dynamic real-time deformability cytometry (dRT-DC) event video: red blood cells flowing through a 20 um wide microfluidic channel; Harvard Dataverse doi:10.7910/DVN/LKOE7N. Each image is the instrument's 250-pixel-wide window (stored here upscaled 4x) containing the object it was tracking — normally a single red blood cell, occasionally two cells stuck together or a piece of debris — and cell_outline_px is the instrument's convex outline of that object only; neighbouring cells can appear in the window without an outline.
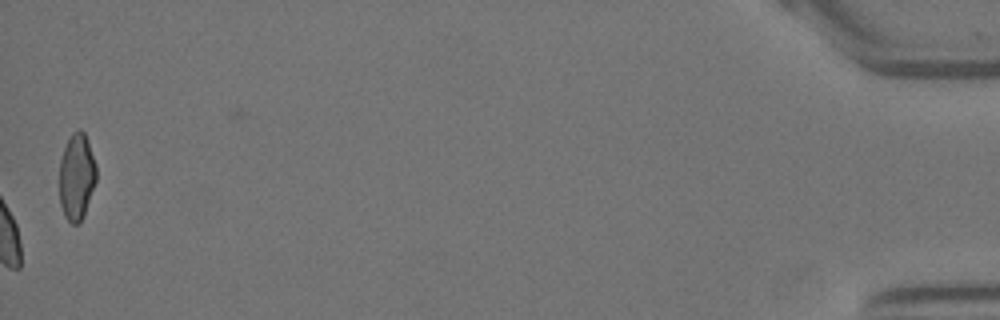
{"species": "Egyptian fruit bat (a non-hibernating species)", "species_latin": "Rousettus aegyptiacus", "temperature_condition": "warm", "stored_images_in_passage": 58, "camera_frame_rate_fps": 3000, "um_per_image_px": 0.085, "animal": {"sex": "female"}, "frame": {"image": 1, "passage_image": 58, "time_ms": 19.0, "image_size_px": [1000, 320], "cell_outline_px": [[96, 180], [84, 216], [80, 224], [72, 224], [64, 216], [60, 204], [60, 160], [64, 148], [72, 132], [80, 128], [84, 132], [88, 140], [96, 164]], "centroid_in_image_um": [6.52, 15.03], "position_along_channel_um": 428.7, "area_um2": 18.73}, "authors_computed_cell_mechanics": {"area_um2": 20.2589, "velocity_mm_per_s": 3.4721, "shape_relaxation_time_tau1_ms": 7.2089, "shape_relaxation_time_tau2_ms": 0.6071, "deformation_change_tau1": 0.1655, "deformation_change_tau2": 0.0509}}